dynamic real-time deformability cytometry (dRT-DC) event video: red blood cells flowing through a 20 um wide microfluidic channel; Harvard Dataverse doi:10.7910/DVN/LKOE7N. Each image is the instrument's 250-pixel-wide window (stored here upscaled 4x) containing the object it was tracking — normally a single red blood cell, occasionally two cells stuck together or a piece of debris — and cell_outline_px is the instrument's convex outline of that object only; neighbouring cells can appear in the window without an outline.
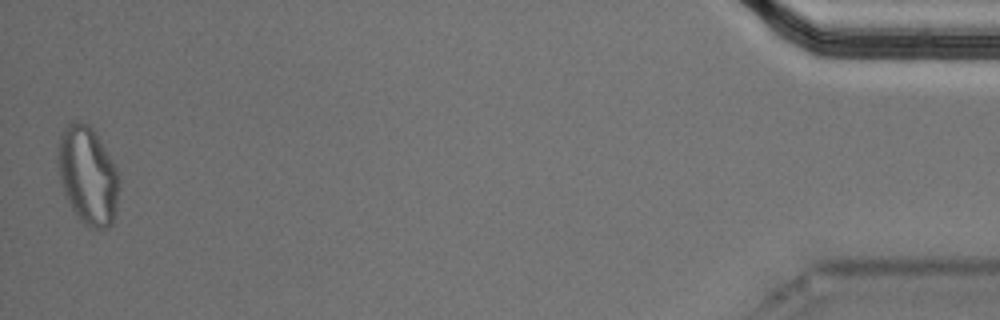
{"species": "Egyptian fruit bat (a non-hibernating species)", "species_latin": "Rousettus aegyptiacus", "temperature_condition": "cold", "stored_images_in_passage": 54, "segment_of_instrument_passage": [2, 2], "camera_frame_rate_fps": 3000, "um_per_image_px": 0.085, "animal": {"sex": "male"}, "frame": {"image": 1, "passage_image": 54, "time_ms": 17.667, "image_size_px": [1000, 320], "cell_outline_px": [[120, 180], [116, 216], [112, 224], [108, 228], [88, 228], [80, 220], [64, 196], [60, 180], [56, 156], [60, 136], [64, 128], [72, 120], [76, 120], [88, 124], [92, 128], [112, 160], [116, 168]], "centroid_in_image_um": [7.46, 14.94], "position_along_channel_um": 427.7, "area_um2": 35.37}}